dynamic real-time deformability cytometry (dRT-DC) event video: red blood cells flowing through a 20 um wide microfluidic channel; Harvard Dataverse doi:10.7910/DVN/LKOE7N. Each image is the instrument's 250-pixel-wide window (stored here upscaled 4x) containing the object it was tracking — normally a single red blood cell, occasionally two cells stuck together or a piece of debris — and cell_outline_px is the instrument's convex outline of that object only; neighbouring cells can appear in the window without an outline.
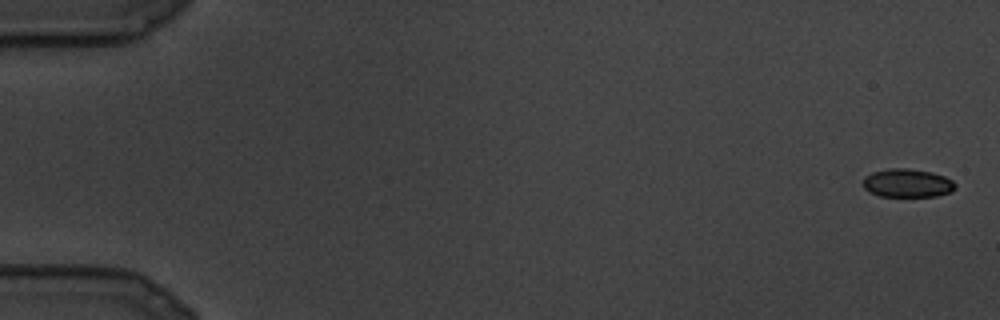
{"species": "common noctule bat (a hibernating species)", "species_latin": "Nyctalus noctula", "temperature_condition": "cold", "stored_images_in_passage": 28, "camera_frame_rate_fps": 3000, "um_per_image_px": 0.085, "animal": {"sex": "male", "body_mass_g": 19.5, "forearm_length_mm": 54.6}, "frame": {"image": 1, "passage_image": 1, "time_ms": 0.0, "image_size_px": [1000, 320], "cell_outline_px": [[956, 188], [952, 192], [936, 196], [880, 196], [868, 192], [864, 188], [864, 176], [872, 172], [888, 168], [908, 168], [932, 172], [944, 176], [952, 180], [956, 184]], "centroid_in_image_um": [77.13, 15.56], "position_along_channel_um": 7.9, "area_um2": 15.43}}
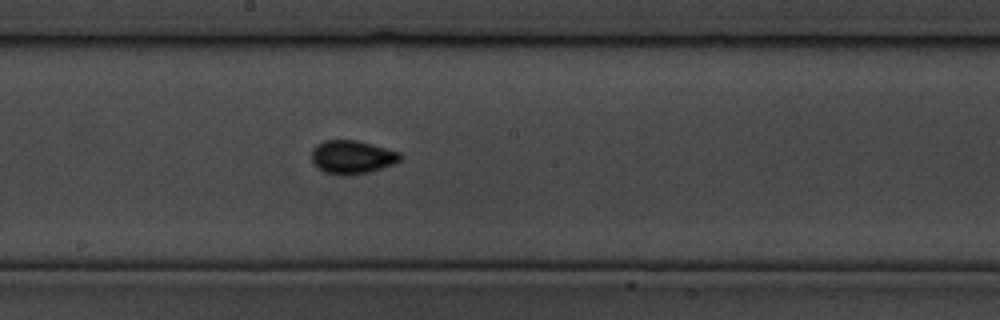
{"frame": {"image": 2, "passage_image": 16, "time_ms": 5.0, "image_size_px": [1000, 320], "cell_outline_px": [[404, 156], [400, 160], [392, 164], [368, 172], [352, 176], [344, 176], [324, 172], [316, 168], [312, 160], [312, 148], [316, 144], [324, 140], [356, 140], [372, 144], [400, 152]], "centroid_in_image_um": [29.9, 13.35], "position_along_channel_um": 218.3, "area_um2": 17.46}}
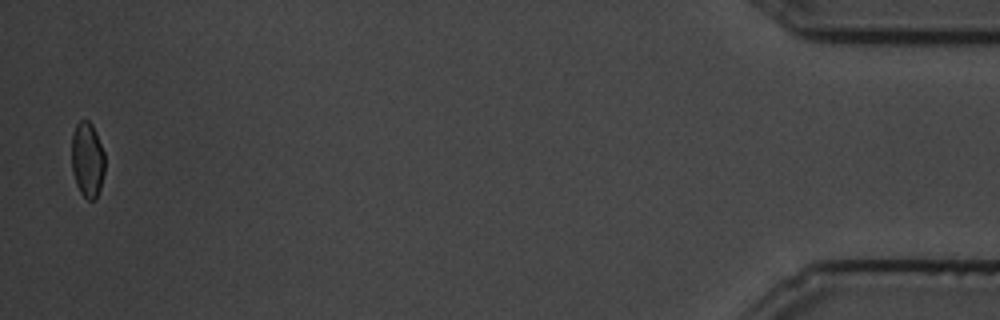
{"frame": {"image": 3, "passage_image": 28, "time_ms": 9.0, "image_size_px": [1000, 320], "cell_outline_px": [[104, 172], [100, 188], [96, 200], [88, 200], [80, 192], [76, 184], [72, 172], [72, 136], [76, 124], [80, 120], [88, 120], [92, 124], [96, 132], [104, 152]], "centroid_in_image_um": [7.43, 13.58], "position_along_channel_um": 427.8, "area_um2": 14.62}}